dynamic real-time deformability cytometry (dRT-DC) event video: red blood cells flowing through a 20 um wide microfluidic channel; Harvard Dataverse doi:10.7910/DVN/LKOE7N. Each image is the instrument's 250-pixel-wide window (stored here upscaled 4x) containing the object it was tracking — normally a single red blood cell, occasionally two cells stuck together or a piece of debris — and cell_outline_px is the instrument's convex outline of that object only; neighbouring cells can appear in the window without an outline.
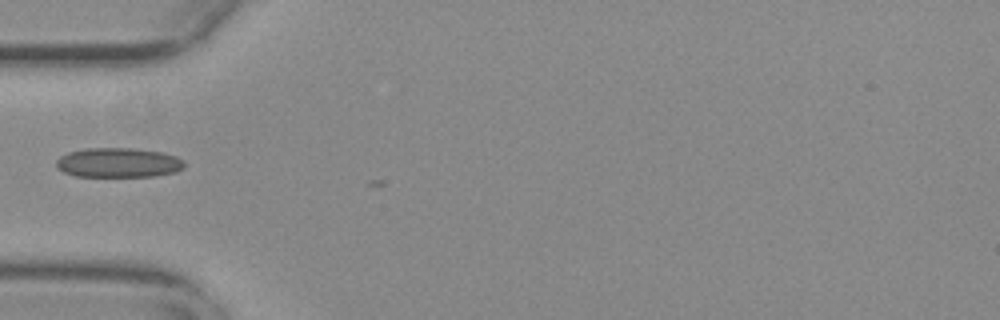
{"species": "common noctule bat (a hibernating species)", "species_latin": "Nyctalus noctula", "temperature_condition": "warm", "stored_images_in_passage": 6, "camera_frame_rate_fps": 3000, "um_per_image_px": 0.085, "animal": {"sex": "female", "body_mass_g": 29.2, "forearm_length_mm": 56.3}, "frame": {"image": 1, "passage_image": 1, "time_ms": 0.0, "image_size_px": [1000, 320], "cell_outline_px": [[184, 168], [176, 172], [156, 176], [76, 176], [64, 172], [56, 168], [56, 160], [60, 156], [68, 152], [84, 148], [136, 148], [164, 152], [176, 156], [184, 160]], "centroid_in_image_um": [10.08, 13.81], "position_along_channel_um": 74.9, "area_um2": 22.37}}
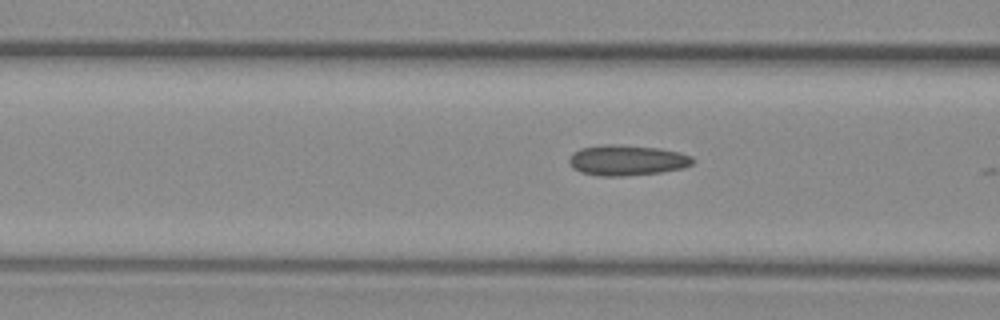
{"frame": {"image": 2, "passage_image": 4, "time_ms": 1.0, "image_size_px": [1000, 320], "cell_outline_px": [[692, 164], [684, 168], [660, 172], [624, 176], [600, 176], [580, 172], [572, 168], [568, 160], [568, 156], [572, 152], [580, 148], [608, 144], [612, 144], [660, 148], [680, 152], [692, 156]], "centroid_in_image_um": [53.25, 13.62], "position_along_channel_um": 113.3, "area_um2": 22.08}}